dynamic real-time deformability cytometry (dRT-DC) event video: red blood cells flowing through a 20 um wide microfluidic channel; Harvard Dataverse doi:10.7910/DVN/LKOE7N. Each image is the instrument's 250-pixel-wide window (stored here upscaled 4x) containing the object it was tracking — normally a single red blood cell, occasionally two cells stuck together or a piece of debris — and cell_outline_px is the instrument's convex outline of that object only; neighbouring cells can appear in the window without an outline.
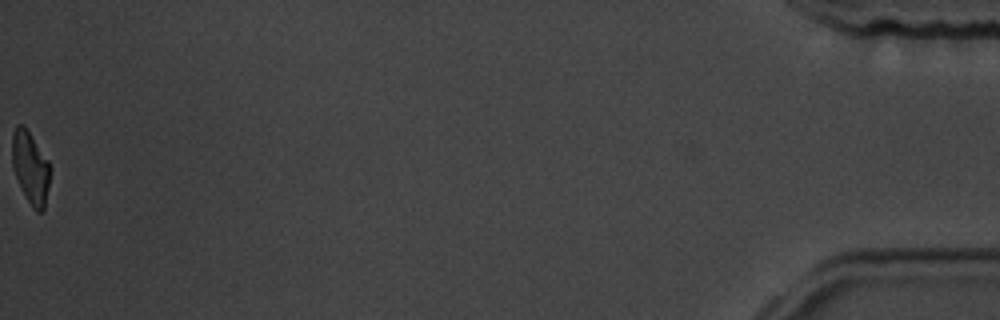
{"species": "common noctule bat (a hibernating species)", "species_latin": "Nyctalus noctula", "temperature_condition": "room temperature", "stored_images_in_passage": 45, "camera_frame_rate_fps": 3000, "um_per_image_px": 0.085, "animal": {"sex": "male", "body_mass_g": 19.5, "forearm_length_mm": 54.6}, "frame": {"image": 1, "passage_image": 45, "time_ms": 14.667, "image_size_px": [1000, 320], "cell_outline_px": [[52, 168], [44, 208], [40, 212], [36, 212], [32, 208], [12, 168], [12, 132], [16, 124], [24, 124], [48, 160]], "centroid_in_image_um": [2.59, 14.2], "position_along_channel_um": 432.6, "area_um2": 16.07}, "authors_computed_cell_mechanics": {"area_um2": 17.918, "velocity_mm_per_s": 3.4613, "shape_relaxation_time_tau1_ms": 3.7905, "shape_relaxation_time_tau2_ms": 3.0761, "deformation_change_tau1": 0.1366, "deformation_change_tau2": 0.1088}}